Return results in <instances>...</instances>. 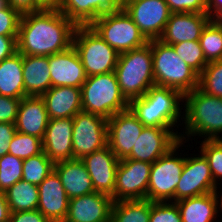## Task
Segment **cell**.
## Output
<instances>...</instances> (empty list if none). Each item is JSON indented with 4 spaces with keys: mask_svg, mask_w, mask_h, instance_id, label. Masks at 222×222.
<instances>
[{
    "mask_svg": "<svg viewBox=\"0 0 222 222\" xmlns=\"http://www.w3.org/2000/svg\"><path fill=\"white\" fill-rule=\"evenodd\" d=\"M77 25L58 9H43L21 15L17 52L22 55L50 56L73 45Z\"/></svg>",
    "mask_w": 222,
    "mask_h": 222,
    "instance_id": "cell-1",
    "label": "cell"
},
{
    "mask_svg": "<svg viewBox=\"0 0 222 222\" xmlns=\"http://www.w3.org/2000/svg\"><path fill=\"white\" fill-rule=\"evenodd\" d=\"M181 101L184 95L178 90L153 85L143 96L131 100L129 109L144 126L173 128L179 118L183 119Z\"/></svg>",
    "mask_w": 222,
    "mask_h": 222,
    "instance_id": "cell-2",
    "label": "cell"
},
{
    "mask_svg": "<svg viewBox=\"0 0 222 222\" xmlns=\"http://www.w3.org/2000/svg\"><path fill=\"white\" fill-rule=\"evenodd\" d=\"M185 134H180V140L186 142L187 137L201 136L205 140H219L222 133V98L210 96L195 88L184 94ZM185 135V136H184ZM205 136V137H204Z\"/></svg>",
    "mask_w": 222,
    "mask_h": 222,
    "instance_id": "cell-3",
    "label": "cell"
},
{
    "mask_svg": "<svg viewBox=\"0 0 222 222\" xmlns=\"http://www.w3.org/2000/svg\"><path fill=\"white\" fill-rule=\"evenodd\" d=\"M115 74L122 95L128 102L143 96L155 85L151 45L119 54Z\"/></svg>",
    "mask_w": 222,
    "mask_h": 222,
    "instance_id": "cell-4",
    "label": "cell"
},
{
    "mask_svg": "<svg viewBox=\"0 0 222 222\" xmlns=\"http://www.w3.org/2000/svg\"><path fill=\"white\" fill-rule=\"evenodd\" d=\"M155 85L178 90L183 95L199 87V75L161 40H150Z\"/></svg>",
    "mask_w": 222,
    "mask_h": 222,
    "instance_id": "cell-5",
    "label": "cell"
},
{
    "mask_svg": "<svg viewBox=\"0 0 222 222\" xmlns=\"http://www.w3.org/2000/svg\"><path fill=\"white\" fill-rule=\"evenodd\" d=\"M82 111L111 118L129 109V102L122 95L114 71L87 77L81 86Z\"/></svg>",
    "mask_w": 222,
    "mask_h": 222,
    "instance_id": "cell-6",
    "label": "cell"
},
{
    "mask_svg": "<svg viewBox=\"0 0 222 222\" xmlns=\"http://www.w3.org/2000/svg\"><path fill=\"white\" fill-rule=\"evenodd\" d=\"M73 47L80 57L87 77L115 71L119 53L91 26H77Z\"/></svg>",
    "mask_w": 222,
    "mask_h": 222,
    "instance_id": "cell-7",
    "label": "cell"
},
{
    "mask_svg": "<svg viewBox=\"0 0 222 222\" xmlns=\"http://www.w3.org/2000/svg\"><path fill=\"white\" fill-rule=\"evenodd\" d=\"M90 26L119 54L149 42L123 8L99 16Z\"/></svg>",
    "mask_w": 222,
    "mask_h": 222,
    "instance_id": "cell-8",
    "label": "cell"
},
{
    "mask_svg": "<svg viewBox=\"0 0 222 222\" xmlns=\"http://www.w3.org/2000/svg\"><path fill=\"white\" fill-rule=\"evenodd\" d=\"M182 145L183 141L180 140L166 154L152 163L148 182V200L175 202V189L180 181L185 163V157H178L175 152Z\"/></svg>",
    "mask_w": 222,
    "mask_h": 222,
    "instance_id": "cell-9",
    "label": "cell"
},
{
    "mask_svg": "<svg viewBox=\"0 0 222 222\" xmlns=\"http://www.w3.org/2000/svg\"><path fill=\"white\" fill-rule=\"evenodd\" d=\"M107 145L108 132L105 117L85 111H80L73 117V159H82Z\"/></svg>",
    "mask_w": 222,
    "mask_h": 222,
    "instance_id": "cell-10",
    "label": "cell"
},
{
    "mask_svg": "<svg viewBox=\"0 0 222 222\" xmlns=\"http://www.w3.org/2000/svg\"><path fill=\"white\" fill-rule=\"evenodd\" d=\"M151 165L134 159L119 160L114 201L147 199Z\"/></svg>",
    "mask_w": 222,
    "mask_h": 222,
    "instance_id": "cell-11",
    "label": "cell"
},
{
    "mask_svg": "<svg viewBox=\"0 0 222 222\" xmlns=\"http://www.w3.org/2000/svg\"><path fill=\"white\" fill-rule=\"evenodd\" d=\"M122 8L148 41L160 39L172 13L165 0H132Z\"/></svg>",
    "mask_w": 222,
    "mask_h": 222,
    "instance_id": "cell-12",
    "label": "cell"
},
{
    "mask_svg": "<svg viewBox=\"0 0 222 222\" xmlns=\"http://www.w3.org/2000/svg\"><path fill=\"white\" fill-rule=\"evenodd\" d=\"M200 154L195 157L185 156L184 168L175 189V202L218 191L208 161Z\"/></svg>",
    "mask_w": 222,
    "mask_h": 222,
    "instance_id": "cell-13",
    "label": "cell"
},
{
    "mask_svg": "<svg viewBox=\"0 0 222 222\" xmlns=\"http://www.w3.org/2000/svg\"><path fill=\"white\" fill-rule=\"evenodd\" d=\"M144 125L127 109L107 119L108 146L119 160L126 159L137 141Z\"/></svg>",
    "mask_w": 222,
    "mask_h": 222,
    "instance_id": "cell-14",
    "label": "cell"
},
{
    "mask_svg": "<svg viewBox=\"0 0 222 222\" xmlns=\"http://www.w3.org/2000/svg\"><path fill=\"white\" fill-rule=\"evenodd\" d=\"M180 141L173 128L144 126L131 154L126 159L154 163Z\"/></svg>",
    "mask_w": 222,
    "mask_h": 222,
    "instance_id": "cell-15",
    "label": "cell"
},
{
    "mask_svg": "<svg viewBox=\"0 0 222 222\" xmlns=\"http://www.w3.org/2000/svg\"><path fill=\"white\" fill-rule=\"evenodd\" d=\"M95 192L110 195L114 201V187L119 159L107 145L82 159Z\"/></svg>",
    "mask_w": 222,
    "mask_h": 222,
    "instance_id": "cell-16",
    "label": "cell"
},
{
    "mask_svg": "<svg viewBox=\"0 0 222 222\" xmlns=\"http://www.w3.org/2000/svg\"><path fill=\"white\" fill-rule=\"evenodd\" d=\"M113 202L110 195L101 192L69 199L64 222H110Z\"/></svg>",
    "mask_w": 222,
    "mask_h": 222,
    "instance_id": "cell-17",
    "label": "cell"
},
{
    "mask_svg": "<svg viewBox=\"0 0 222 222\" xmlns=\"http://www.w3.org/2000/svg\"><path fill=\"white\" fill-rule=\"evenodd\" d=\"M211 20L207 13H171L159 40L168 45L199 41L202 31Z\"/></svg>",
    "mask_w": 222,
    "mask_h": 222,
    "instance_id": "cell-18",
    "label": "cell"
},
{
    "mask_svg": "<svg viewBox=\"0 0 222 222\" xmlns=\"http://www.w3.org/2000/svg\"><path fill=\"white\" fill-rule=\"evenodd\" d=\"M52 87L81 88L87 79L83 64L73 45L65 51L48 56Z\"/></svg>",
    "mask_w": 222,
    "mask_h": 222,
    "instance_id": "cell-19",
    "label": "cell"
},
{
    "mask_svg": "<svg viewBox=\"0 0 222 222\" xmlns=\"http://www.w3.org/2000/svg\"><path fill=\"white\" fill-rule=\"evenodd\" d=\"M39 210L50 222H64L69 206V197L57 172L53 170L38 186Z\"/></svg>",
    "mask_w": 222,
    "mask_h": 222,
    "instance_id": "cell-20",
    "label": "cell"
},
{
    "mask_svg": "<svg viewBox=\"0 0 222 222\" xmlns=\"http://www.w3.org/2000/svg\"><path fill=\"white\" fill-rule=\"evenodd\" d=\"M73 118L49 119L43 142V152L53 162L73 159Z\"/></svg>",
    "mask_w": 222,
    "mask_h": 222,
    "instance_id": "cell-21",
    "label": "cell"
},
{
    "mask_svg": "<svg viewBox=\"0 0 222 222\" xmlns=\"http://www.w3.org/2000/svg\"><path fill=\"white\" fill-rule=\"evenodd\" d=\"M48 123L49 116L41 96H25L21 99L15 121L17 132L43 140Z\"/></svg>",
    "mask_w": 222,
    "mask_h": 222,
    "instance_id": "cell-22",
    "label": "cell"
},
{
    "mask_svg": "<svg viewBox=\"0 0 222 222\" xmlns=\"http://www.w3.org/2000/svg\"><path fill=\"white\" fill-rule=\"evenodd\" d=\"M120 8L121 0H62L58 10L77 26H90L99 16Z\"/></svg>",
    "mask_w": 222,
    "mask_h": 222,
    "instance_id": "cell-23",
    "label": "cell"
},
{
    "mask_svg": "<svg viewBox=\"0 0 222 222\" xmlns=\"http://www.w3.org/2000/svg\"><path fill=\"white\" fill-rule=\"evenodd\" d=\"M49 119L73 118L82 111L81 88L51 87L42 96Z\"/></svg>",
    "mask_w": 222,
    "mask_h": 222,
    "instance_id": "cell-24",
    "label": "cell"
},
{
    "mask_svg": "<svg viewBox=\"0 0 222 222\" xmlns=\"http://www.w3.org/2000/svg\"><path fill=\"white\" fill-rule=\"evenodd\" d=\"M54 170L59 175L69 199L95 192L91 177L81 159L56 162Z\"/></svg>",
    "mask_w": 222,
    "mask_h": 222,
    "instance_id": "cell-25",
    "label": "cell"
},
{
    "mask_svg": "<svg viewBox=\"0 0 222 222\" xmlns=\"http://www.w3.org/2000/svg\"><path fill=\"white\" fill-rule=\"evenodd\" d=\"M24 88L27 96H42L51 87L48 56L23 55Z\"/></svg>",
    "mask_w": 222,
    "mask_h": 222,
    "instance_id": "cell-26",
    "label": "cell"
},
{
    "mask_svg": "<svg viewBox=\"0 0 222 222\" xmlns=\"http://www.w3.org/2000/svg\"><path fill=\"white\" fill-rule=\"evenodd\" d=\"M218 191L175 202L182 222H214L220 209Z\"/></svg>",
    "mask_w": 222,
    "mask_h": 222,
    "instance_id": "cell-27",
    "label": "cell"
},
{
    "mask_svg": "<svg viewBox=\"0 0 222 222\" xmlns=\"http://www.w3.org/2000/svg\"><path fill=\"white\" fill-rule=\"evenodd\" d=\"M0 95L22 99L25 96L23 55L19 52L0 62Z\"/></svg>",
    "mask_w": 222,
    "mask_h": 222,
    "instance_id": "cell-28",
    "label": "cell"
},
{
    "mask_svg": "<svg viewBox=\"0 0 222 222\" xmlns=\"http://www.w3.org/2000/svg\"><path fill=\"white\" fill-rule=\"evenodd\" d=\"M38 186L20 180L4 192L10 212L37 210Z\"/></svg>",
    "mask_w": 222,
    "mask_h": 222,
    "instance_id": "cell-29",
    "label": "cell"
},
{
    "mask_svg": "<svg viewBox=\"0 0 222 222\" xmlns=\"http://www.w3.org/2000/svg\"><path fill=\"white\" fill-rule=\"evenodd\" d=\"M150 209L148 199L114 201L110 222H149Z\"/></svg>",
    "mask_w": 222,
    "mask_h": 222,
    "instance_id": "cell-30",
    "label": "cell"
},
{
    "mask_svg": "<svg viewBox=\"0 0 222 222\" xmlns=\"http://www.w3.org/2000/svg\"><path fill=\"white\" fill-rule=\"evenodd\" d=\"M206 62L222 60V22L211 20L199 39Z\"/></svg>",
    "mask_w": 222,
    "mask_h": 222,
    "instance_id": "cell-31",
    "label": "cell"
},
{
    "mask_svg": "<svg viewBox=\"0 0 222 222\" xmlns=\"http://www.w3.org/2000/svg\"><path fill=\"white\" fill-rule=\"evenodd\" d=\"M54 170V163L42 152L23 159L22 180L39 186Z\"/></svg>",
    "mask_w": 222,
    "mask_h": 222,
    "instance_id": "cell-32",
    "label": "cell"
},
{
    "mask_svg": "<svg viewBox=\"0 0 222 222\" xmlns=\"http://www.w3.org/2000/svg\"><path fill=\"white\" fill-rule=\"evenodd\" d=\"M42 152V139L33 135H28L16 131L9 144L8 154L14 155L15 157L21 159H27Z\"/></svg>",
    "mask_w": 222,
    "mask_h": 222,
    "instance_id": "cell-33",
    "label": "cell"
},
{
    "mask_svg": "<svg viewBox=\"0 0 222 222\" xmlns=\"http://www.w3.org/2000/svg\"><path fill=\"white\" fill-rule=\"evenodd\" d=\"M171 46L175 53L198 75L208 64L199 41H184Z\"/></svg>",
    "mask_w": 222,
    "mask_h": 222,
    "instance_id": "cell-34",
    "label": "cell"
},
{
    "mask_svg": "<svg viewBox=\"0 0 222 222\" xmlns=\"http://www.w3.org/2000/svg\"><path fill=\"white\" fill-rule=\"evenodd\" d=\"M201 91L210 96L222 98V60L209 62L199 75Z\"/></svg>",
    "mask_w": 222,
    "mask_h": 222,
    "instance_id": "cell-35",
    "label": "cell"
},
{
    "mask_svg": "<svg viewBox=\"0 0 222 222\" xmlns=\"http://www.w3.org/2000/svg\"><path fill=\"white\" fill-rule=\"evenodd\" d=\"M23 159L11 154L0 157V192H5L22 180Z\"/></svg>",
    "mask_w": 222,
    "mask_h": 222,
    "instance_id": "cell-36",
    "label": "cell"
},
{
    "mask_svg": "<svg viewBox=\"0 0 222 222\" xmlns=\"http://www.w3.org/2000/svg\"><path fill=\"white\" fill-rule=\"evenodd\" d=\"M200 145V153L207 159L214 182L218 185V181L222 180V139H204Z\"/></svg>",
    "mask_w": 222,
    "mask_h": 222,
    "instance_id": "cell-37",
    "label": "cell"
},
{
    "mask_svg": "<svg viewBox=\"0 0 222 222\" xmlns=\"http://www.w3.org/2000/svg\"><path fill=\"white\" fill-rule=\"evenodd\" d=\"M149 222H182L175 202H152Z\"/></svg>",
    "mask_w": 222,
    "mask_h": 222,
    "instance_id": "cell-38",
    "label": "cell"
},
{
    "mask_svg": "<svg viewBox=\"0 0 222 222\" xmlns=\"http://www.w3.org/2000/svg\"><path fill=\"white\" fill-rule=\"evenodd\" d=\"M21 14L10 5L0 9V35L17 36Z\"/></svg>",
    "mask_w": 222,
    "mask_h": 222,
    "instance_id": "cell-39",
    "label": "cell"
},
{
    "mask_svg": "<svg viewBox=\"0 0 222 222\" xmlns=\"http://www.w3.org/2000/svg\"><path fill=\"white\" fill-rule=\"evenodd\" d=\"M172 13H207V0H165Z\"/></svg>",
    "mask_w": 222,
    "mask_h": 222,
    "instance_id": "cell-40",
    "label": "cell"
},
{
    "mask_svg": "<svg viewBox=\"0 0 222 222\" xmlns=\"http://www.w3.org/2000/svg\"><path fill=\"white\" fill-rule=\"evenodd\" d=\"M21 99L0 95V123H15Z\"/></svg>",
    "mask_w": 222,
    "mask_h": 222,
    "instance_id": "cell-41",
    "label": "cell"
},
{
    "mask_svg": "<svg viewBox=\"0 0 222 222\" xmlns=\"http://www.w3.org/2000/svg\"><path fill=\"white\" fill-rule=\"evenodd\" d=\"M16 131L15 123H0V157L8 154L9 144Z\"/></svg>",
    "mask_w": 222,
    "mask_h": 222,
    "instance_id": "cell-42",
    "label": "cell"
},
{
    "mask_svg": "<svg viewBox=\"0 0 222 222\" xmlns=\"http://www.w3.org/2000/svg\"><path fill=\"white\" fill-rule=\"evenodd\" d=\"M9 222H50L39 210L10 212Z\"/></svg>",
    "mask_w": 222,
    "mask_h": 222,
    "instance_id": "cell-43",
    "label": "cell"
},
{
    "mask_svg": "<svg viewBox=\"0 0 222 222\" xmlns=\"http://www.w3.org/2000/svg\"><path fill=\"white\" fill-rule=\"evenodd\" d=\"M6 4L17 10L21 15L45 9L38 0H6Z\"/></svg>",
    "mask_w": 222,
    "mask_h": 222,
    "instance_id": "cell-44",
    "label": "cell"
},
{
    "mask_svg": "<svg viewBox=\"0 0 222 222\" xmlns=\"http://www.w3.org/2000/svg\"><path fill=\"white\" fill-rule=\"evenodd\" d=\"M17 36L0 35V62L17 52Z\"/></svg>",
    "mask_w": 222,
    "mask_h": 222,
    "instance_id": "cell-45",
    "label": "cell"
},
{
    "mask_svg": "<svg viewBox=\"0 0 222 222\" xmlns=\"http://www.w3.org/2000/svg\"><path fill=\"white\" fill-rule=\"evenodd\" d=\"M207 14L212 20L222 22V0H207Z\"/></svg>",
    "mask_w": 222,
    "mask_h": 222,
    "instance_id": "cell-46",
    "label": "cell"
},
{
    "mask_svg": "<svg viewBox=\"0 0 222 222\" xmlns=\"http://www.w3.org/2000/svg\"><path fill=\"white\" fill-rule=\"evenodd\" d=\"M10 210L4 192H0V222H9Z\"/></svg>",
    "mask_w": 222,
    "mask_h": 222,
    "instance_id": "cell-47",
    "label": "cell"
},
{
    "mask_svg": "<svg viewBox=\"0 0 222 222\" xmlns=\"http://www.w3.org/2000/svg\"><path fill=\"white\" fill-rule=\"evenodd\" d=\"M45 9H58L62 0H38Z\"/></svg>",
    "mask_w": 222,
    "mask_h": 222,
    "instance_id": "cell-48",
    "label": "cell"
},
{
    "mask_svg": "<svg viewBox=\"0 0 222 222\" xmlns=\"http://www.w3.org/2000/svg\"><path fill=\"white\" fill-rule=\"evenodd\" d=\"M6 5V0H0V9Z\"/></svg>",
    "mask_w": 222,
    "mask_h": 222,
    "instance_id": "cell-49",
    "label": "cell"
},
{
    "mask_svg": "<svg viewBox=\"0 0 222 222\" xmlns=\"http://www.w3.org/2000/svg\"><path fill=\"white\" fill-rule=\"evenodd\" d=\"M132 0H121V7H123L126 3L130 2Z\"/></svg>",
    "mask_w": 222,
    "mask_h": 222,
    "instance_id": "cell-50",
    "label": "cell"
},
{
    "mask_svg": "<svg viewBox=\"0 0 222 222\" xmlns=\"http://www.w3.org/2000/svg\"><path fill=\"white\" fill-rule=\"evenodd\" d=\"M220 194H221V195H220L221 198L219 199V200H220V202H219V208H221V210H222V193H220Z\"/></svg>",
    "mask_w": 222,
    "mask_h": 222,
    "instance_id": "cell-51",
    "label": "cell"
}]
</instances>
